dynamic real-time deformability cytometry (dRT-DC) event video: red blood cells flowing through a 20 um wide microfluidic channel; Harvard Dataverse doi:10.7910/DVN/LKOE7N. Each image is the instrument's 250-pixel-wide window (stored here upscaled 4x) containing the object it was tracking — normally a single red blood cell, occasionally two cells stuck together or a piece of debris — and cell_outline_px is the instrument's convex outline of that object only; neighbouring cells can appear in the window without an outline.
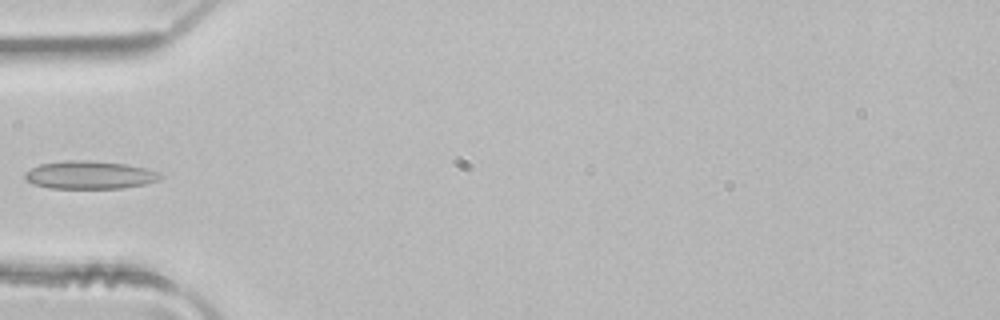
{"species": "common noctule bat (a hibernating species)", "species_latin": "Nyctalus noctula", "temperature_condition": "room temperature", "stored_images_in_passage": 4, "camera_frame_rate_fps": 3000, "um_per_image_px": 0.085, "animal": {"sex": "male", "body_mass_g": 21.5, "forearm_length_mm": 52.0}, "frame": {"image": 1, "passage_image": 4, "time_ms": 1.0, "image_size_px": [1000, 320], "cell_outline_px": [[164, 176], [156, 180], [144, 184], [120, 188], [48, 188], [32, 184], [24, 180], [24, 172], [40, 164], [64, 160], [88, 160], [128, 164], [148, 168]], "centroid_in_image_um": [7.57, 14.86], "position_along_channel_um": 77.4, "area_um2": 22.2}}